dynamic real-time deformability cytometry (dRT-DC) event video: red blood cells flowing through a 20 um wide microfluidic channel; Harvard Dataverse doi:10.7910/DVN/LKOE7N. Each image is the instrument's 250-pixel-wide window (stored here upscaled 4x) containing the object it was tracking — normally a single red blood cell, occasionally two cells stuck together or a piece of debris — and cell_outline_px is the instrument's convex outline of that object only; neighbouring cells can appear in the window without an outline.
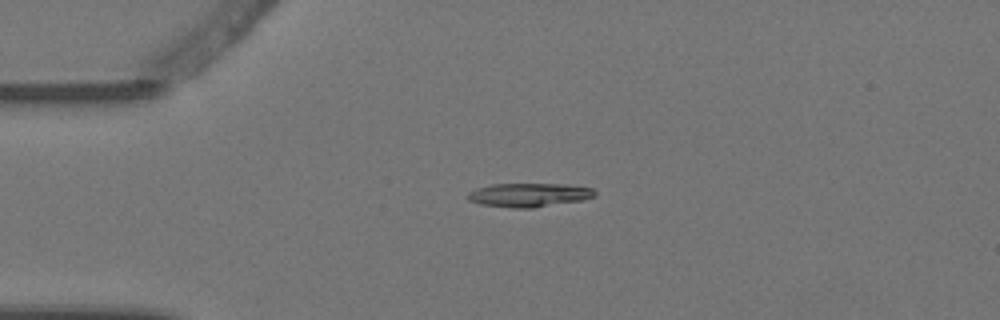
{"species": "Egyptian fruit bat (a non-hibernating species)", "species_latin": "Rousettus aegyptiacus", "temperature_condition": "warm", "stored_images_in_passage": 3, "camera_frame_rate_fps": 3000, "um_per_image_px": 0.085, "animal": {"sex": "female"}, "frame": {"image": 1, "passage_image": 3, "time_ms": 0.667, "image_size_px": [1000, 320], "cell_outline_px": [[596, 196], [580, 200], [532, 208], [512, 208], [480, 204], [468, 200], [468, 192], [476, 188], [492, 184], [568, 184], [592, 188], [596, 192]], "centroid_in_image_um": [44.95, 16.56], "position_along_channel_um": 40.1, "area_um2": 17.57}}